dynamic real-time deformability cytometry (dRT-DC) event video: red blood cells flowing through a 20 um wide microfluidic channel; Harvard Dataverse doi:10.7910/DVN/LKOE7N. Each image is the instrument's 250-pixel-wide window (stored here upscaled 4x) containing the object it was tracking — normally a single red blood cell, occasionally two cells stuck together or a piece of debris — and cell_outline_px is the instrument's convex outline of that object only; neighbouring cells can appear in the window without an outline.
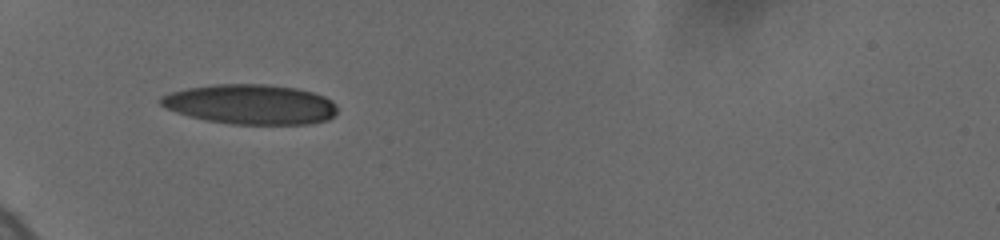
{"species": "human", "species_latin": "Homo sapiens", "temperature_condition": "cold", "stored_images_in_passage": 34, "camera_frame_rate_fps": 3000, "um_per_image_px": 0.085, "donor": {"sex": "female"}, "frame": {"image": 1, "passage_image": 6, "time_ms": 5.0, "image_size_px": [1000, 240], "cell_outline_px": [[336, 112], [328, 120], [308, 124], [232, 124], [208, 120], [192, 116], [168, 108], [160, 104], [160, 96], [172, 92], [188, 88], [216, 84], [264, 84], [296, 88], [312, 92], [324, 96], [332, 100], [336, 104]], "centroid_in_image_um": [21.35, 8.86], "position_along_channel_um": 63.7, "area_um2": 40.63}}
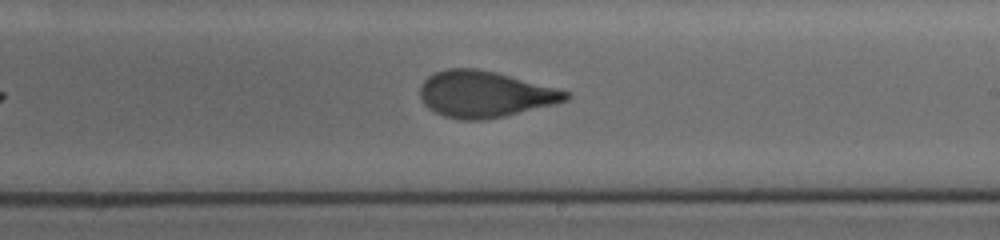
{"frame": {"image": 2, "passage_image": 17, "time_ms": 10.333, "image_size_px": [1000, 240], "cell_outline_px": [[572, 96], [568, 100], [556, 104], [504, 116], [484, 120], [460, 120], [444, 116], [428, 108], [424, 104], [420, 96], [420, 84], [428, 76], [436, 72], [448, 68], [476, 68], [496, 72], [556, 88], [568, 92]], "centroid_in_image_um": [41.19, 8.01], "position_along_channel_um": 247.8, "area_um2": 39.36}}
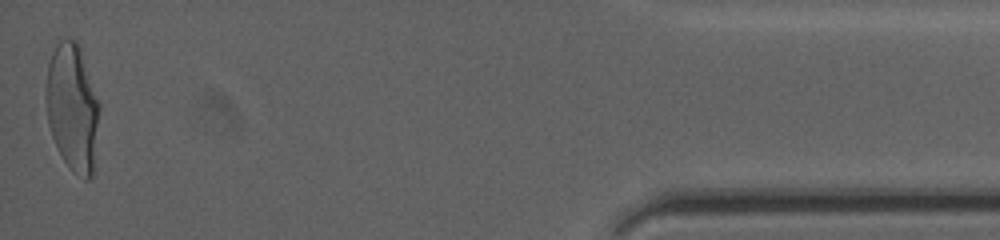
{"frame": {"image": 3, "passage_image": 34, "time_ms": 17.0, "image_size_px": [1000, 240], "cell_outline_px": [[100, 108], [92, 176], [88, 180], [84, 180], [72, 172], [56, 148], [48, 124], [44, 96], [48, 64], [52, 52], [56, 44], [60, 40], [76, 40], [80, 48], [100, 104]], "centroid_in_image_um": [6.14, 9.16], "position_along_channel_um": 429.1, "area_um2": 39.88}, "authors_computed_cell_mechanics": {"area_um2": 39.7086, "velocity_mm_per_s": 3.6944, "shape_relaxation_time_tau1_ms": 5.6494, "shape_relaxation_time_tau2_ms": null, "deformation_change_tau1": 0.1796, "deformation_change_tau2": null}}